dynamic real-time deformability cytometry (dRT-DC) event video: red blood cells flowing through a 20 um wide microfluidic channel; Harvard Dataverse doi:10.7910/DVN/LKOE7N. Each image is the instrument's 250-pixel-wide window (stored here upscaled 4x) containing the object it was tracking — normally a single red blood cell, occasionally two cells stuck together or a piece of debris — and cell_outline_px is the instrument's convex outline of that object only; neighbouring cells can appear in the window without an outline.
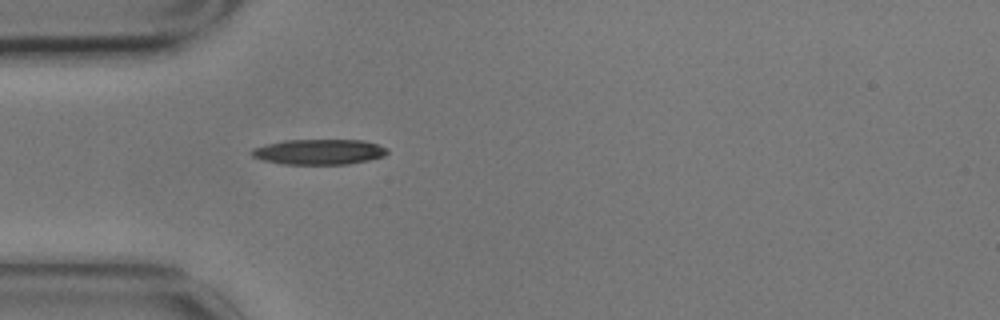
{"species": "common noctule bat (a hibernating species)", "species_latin": "Nyctalus noctula", "temperature_condition": "cold", "stored_images_in_passage": 5, "camera_frame_rate_fps": 3000, "um_per_image_px": 0.085, "animal": {"sex": "male", "body_mass_g": 17.9}, "frame": {"image": 1, "passage_image": 5, "time_ms": 1.333, "image_size_px": [1000, 320], "cell_outline_px": [[388, 152], [384, 156], [368, 160], [348, 164], [280, 164], [264, 160], [252, 156], [248, 152], [252, 148], [264, 144], [284, 140], [364, 140], [388, 148]], "centroid_in_image_um": [27.08, 12.9], "position_along_channel_um": 57.9, "area_um2": 20.17}}